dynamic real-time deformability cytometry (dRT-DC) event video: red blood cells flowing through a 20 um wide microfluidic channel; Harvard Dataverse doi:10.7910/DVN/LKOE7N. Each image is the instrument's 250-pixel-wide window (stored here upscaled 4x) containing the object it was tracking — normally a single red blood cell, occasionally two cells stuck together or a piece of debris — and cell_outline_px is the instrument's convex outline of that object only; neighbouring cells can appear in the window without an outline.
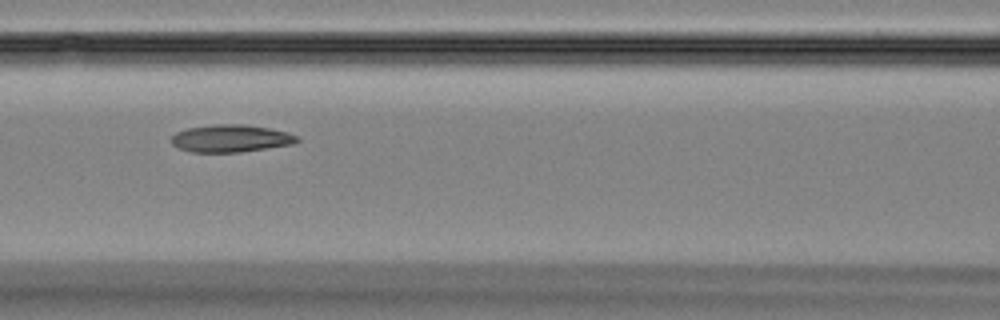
{"species": "Egyptian fruit bat (a non-hibernating species)", "species_latin": "Rousettus aegyptiacus", "temperature_condition": "room temperature", "stored_images_in_passage": 6, "camera_frame_rate_fps": 3000, "um_per_image_px": 0.085, "animal": {"sex": "female"}, "frame": {"image": 1, "passage_image": 4, "time_ms": 3.333, "image_size_px": [1000, 320], "cell_outline_px": [[300, 140], [292, 144], [240, 152], [192, 152], [180, 148], [172, 144], [172, 136], [176, 132], [188, 128], [216, 124], [248, 124], [288, 132], [296, 136]], "centroid_in_image_um": [19.62, 11.76], "position_along_channel_um": 147.0, "area_um2": 19.94}}
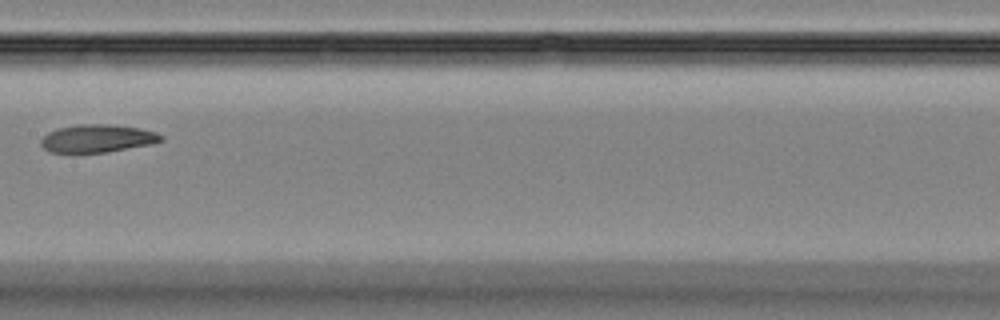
{"frame": {"image": 2, "passage_image": 5, "time_ms": 4.667, "image_size_px": [1000, 320], "cell_outline_px": [[164, 140], [152, 144], [108, 152], [48, 152], [40, 144], [40, 140], [48, 132], [56, 128], [76, 124], [104, 124], [140, 128], [156, 132], [164, 136]], "centroid_in_image_um": [8.28, 11.76], "position_along_channel_um": 199.1, "area_um2": 19.59}}
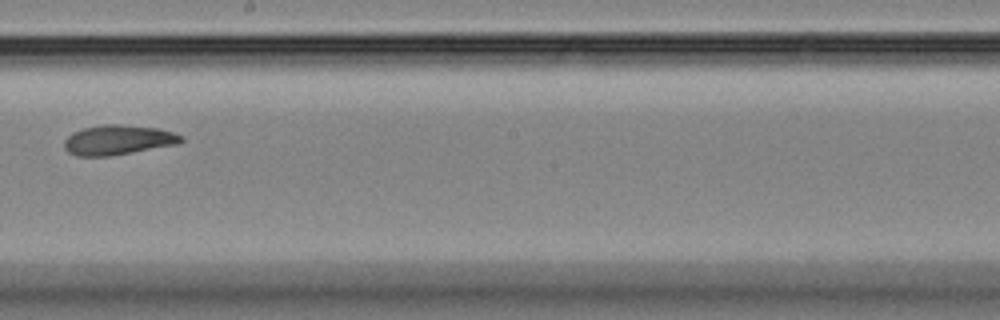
{"frame": {"image": 3, "passage_image": 6, "time_ms": 5.667, "image_size_px": [1000, 320], "cell_outline_px": [[184, 140], [180, 144], [108, 156], [76, 156], [68, 152], [64, 148], [64, 140], [72, 132], [84, 128], [104, 124], [120, 124], [160, 128], [184, 136]], "centroid_in_image_um": [10.06, 11.89], "position_along_channel_um": 238.1, "area_um2": 20.46}}